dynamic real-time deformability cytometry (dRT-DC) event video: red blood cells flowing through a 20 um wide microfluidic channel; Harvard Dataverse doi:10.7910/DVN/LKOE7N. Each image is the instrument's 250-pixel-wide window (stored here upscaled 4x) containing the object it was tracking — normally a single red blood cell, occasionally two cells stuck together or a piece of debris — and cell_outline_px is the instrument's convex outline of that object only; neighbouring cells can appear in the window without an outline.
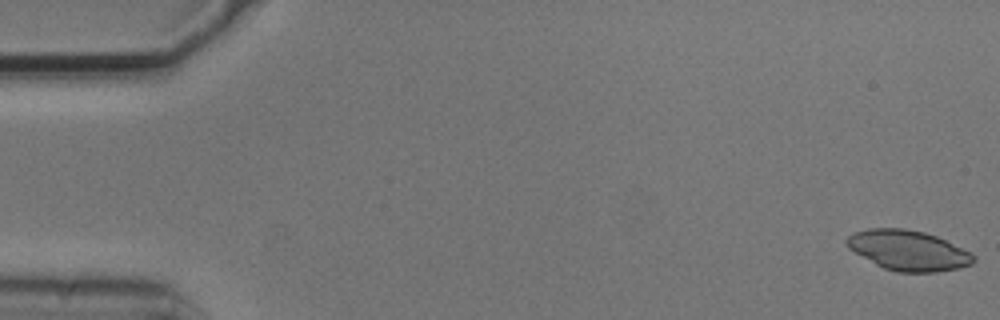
{"species": "common noctule bat (a hibernating species)", "species_latin": "Nyctalus noctula", "temperature_condition": "cold", "stored_images_in_passage": 5, "camera_frame_rate_fps": 3000, "um_per_image_px": 0.085, "animal": {"sex": "male", "body_mass_g": 20.5, "forearm_length_mm": 52.5}, "frame": {"image": 1, "passage_image": 1, "time_ms": 0.0, "image_size_px": [1000, 320], "cell_outline_px": [[976, 260], [972, 264], [960, 268], [936, 272], [896, 272], [884, 268], [876, 264], [848, 248], [844, 244], [844, 240], [848, 236], [856, 232], [868, 228], [904, 228], [924, 232], [936, 236], [972, 252], [976, 256]], "centroid_in_image_um": [77.22, 21.28], "position_along_channel_um": 7.8, "area_um2": 29.77}}